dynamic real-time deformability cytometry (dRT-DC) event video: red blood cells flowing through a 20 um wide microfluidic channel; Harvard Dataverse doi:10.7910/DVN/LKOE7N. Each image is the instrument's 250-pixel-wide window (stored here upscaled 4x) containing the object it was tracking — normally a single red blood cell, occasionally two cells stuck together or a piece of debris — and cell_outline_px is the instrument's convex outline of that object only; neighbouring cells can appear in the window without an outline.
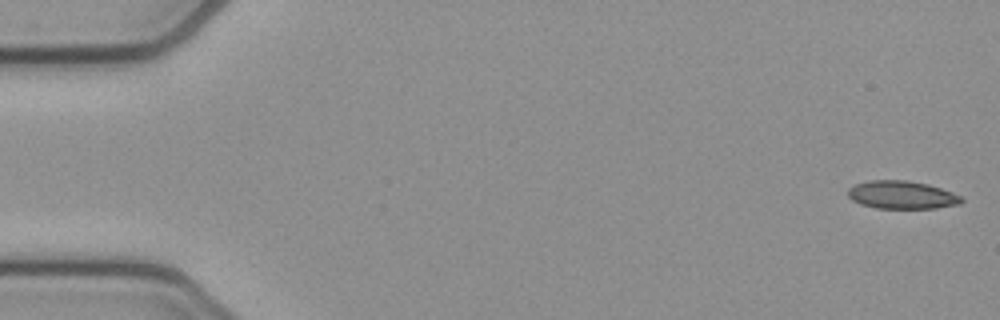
{"species": "common noctule bat (a hibernating species)", "species_latin": "Nyctalus noctula", "temperature_condition": "cold", "stored_images_in_passage": 48, "camera_frame_rate_fps": 3000, "um_per_image_px": 0.085, "animal": {"sex": "female", "body_mass_g": 21.9}, "frame": {"image": 1, "passage_image": 1, "time_ms": 0.0, "image_size_px": [1000, 320], "cell_outline_px": [[964, 200], [960, 204], [936, 208], [876, 208], [860, 204], [852, 200], [848, 196], [848, 188], [856, 184], [868, 180], [908, 180], [928, 184], [952, 192], [960, 196]], "centroid_in_image_um": [76.64, 16.56], "position_along_channel_um": 8.4, "area_um2": 18.55}}
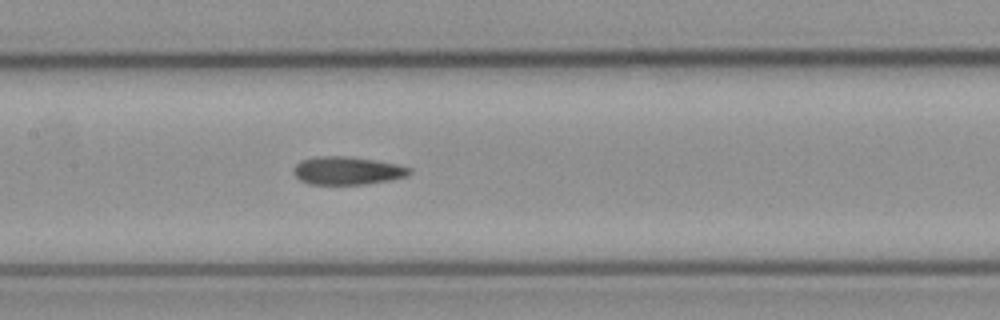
{"frame": {"image": 2, "passage_image": 25, "time_ms": 8.0, "image_size_px": [1000, 320], "cell_outline_px": [[412, 172], [408, 176], [392, 180], [364, 184], [308, 184], [300, 180], [292, 172], [296, 164], [300, 160], [320, 156], [344, 156], [372, 160], [396, 164], [412, 168]], "centroid_in_image_um": [29.52, 14.51], "position_along_channel_um": 177.9, "area_um2": 18.9}}
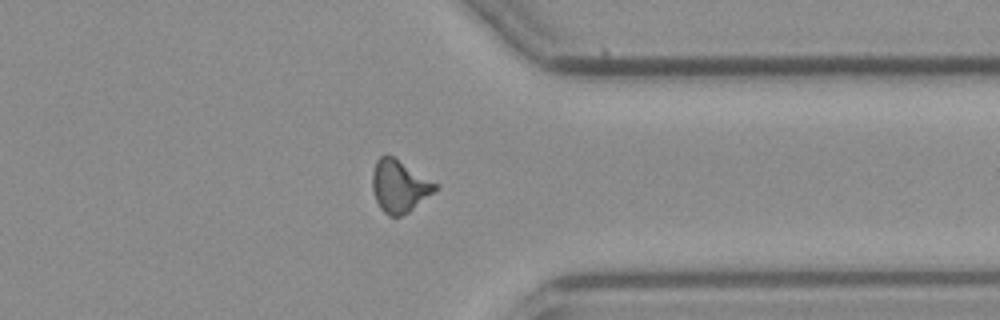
{"frame": {"image": 3, "passage_image": 41, "time_ms": 13.333, "image_size_px": [1000, 320], "cell_outline_px": [[436, 188], [432, 192], [408, 212], [400, 216], [388, 216], [380, 208], [376, 200], [372, 188], [372, 172], [376, 160], [380, 156], [392, 156], [436, 184]], "centroid_in_image_um": [33.87, 15.83], "position_along_channel_um": 377.5, "area_um2": 18.44}, "authors_computed_cell_mechanics": {"area_um2": 18.785, "velocity_mm_per_s": 3.8559, "shape_relaxation_time_tau1_ms": null, "shape_relaxation_time_tau2_ms": 3.3892, "deformation_change_tau1": null, "deformation_change_tau2": 0.1172}}